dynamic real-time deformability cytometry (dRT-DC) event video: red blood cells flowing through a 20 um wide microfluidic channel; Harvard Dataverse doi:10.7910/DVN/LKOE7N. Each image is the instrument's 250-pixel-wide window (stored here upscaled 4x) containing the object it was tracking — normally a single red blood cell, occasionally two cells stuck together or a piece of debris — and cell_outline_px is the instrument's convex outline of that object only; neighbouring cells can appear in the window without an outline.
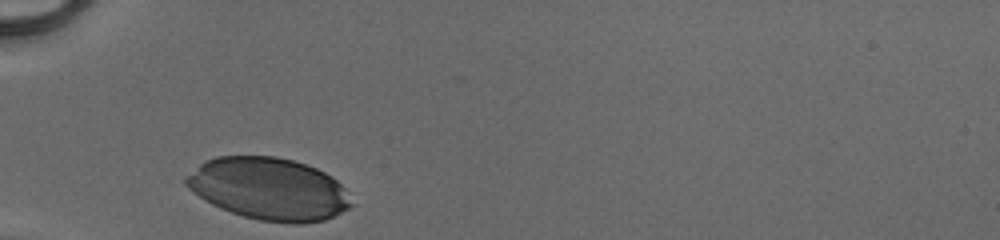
{"species": "human", "species_latin": "Homo sapiens", "temperature_condition": "cold", "stored_images_in_passage": 26, "camera_frame_rate_fps": 3000, "um_per_image_px": 0.085, "donor": {"sex": "male"}, "frame": {"image": 1, "passage_image": 1, "time_ms": 0.0, "image_size_px": [1000, 240], "cell_outline_px": [[352, 204], [348, 208], [324, 220], [304, 224], [288, 224], [260, 220], [244, 216], [220, 208], [212, 204], [188, 188], [184, 184], [184, 176], [200, 164], [216, 156], [276, 156], [292, 160], [316, 168], [332, 176], [344, 188]], "centroid_in_image_um": [22.83, 16.05], "position_along_channel_um": 62.2, "area_um2": 59.71}}
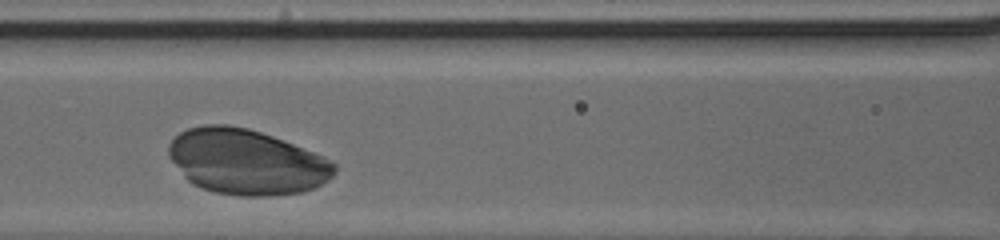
{"frame": {"image": 2, "passage_image": 8, "time_ms": 2.333, "image_size_px": [1000, 240], "cell_outline_px": [[336, 168], [332, 176], [328, 180], [316, 188], [300, 192], [268, 196], [240, 196], [212, 192], [200, 188], [192, 184], [184, 176], [168, 156], [168, 144], [180, 132], [188, 128], [204, 124], [228, 124], [248, 128], [272, 136], [312, 152], [336, 164]], "centroid_in_image_um": [20.9, 13.76], "position_along_channel_um": 145.7, "area_um2": 62.94}}
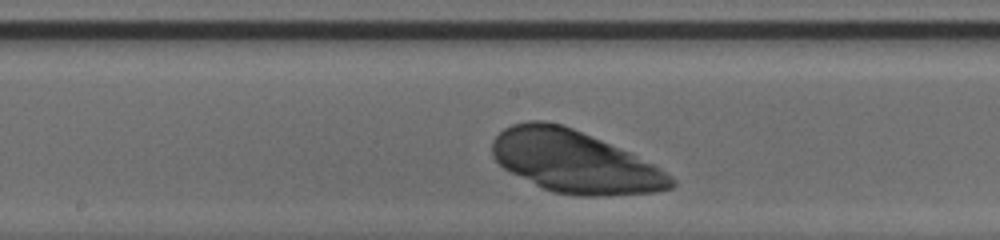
{"frame": {"image": 3, "passage_image": 12, "time_ms": 3.667, "image_size_px": [1000, 240], "cell_outline_px": [[676, 184], [672, 188], [656, 192], [608, 196], [576, 196], [552, 192], [504, 168], [492, 156], [492, 140], [504, 128], [512, 124], [528, 120], [544, 120], [560, 124], [572, 128], [628, 152], [660, 168], [672, 176], [676, 180]], "centroid_in_image_um": [48.83, 13.75], "position_along_channel_um": 199.4, "area_um2": 64.45}}